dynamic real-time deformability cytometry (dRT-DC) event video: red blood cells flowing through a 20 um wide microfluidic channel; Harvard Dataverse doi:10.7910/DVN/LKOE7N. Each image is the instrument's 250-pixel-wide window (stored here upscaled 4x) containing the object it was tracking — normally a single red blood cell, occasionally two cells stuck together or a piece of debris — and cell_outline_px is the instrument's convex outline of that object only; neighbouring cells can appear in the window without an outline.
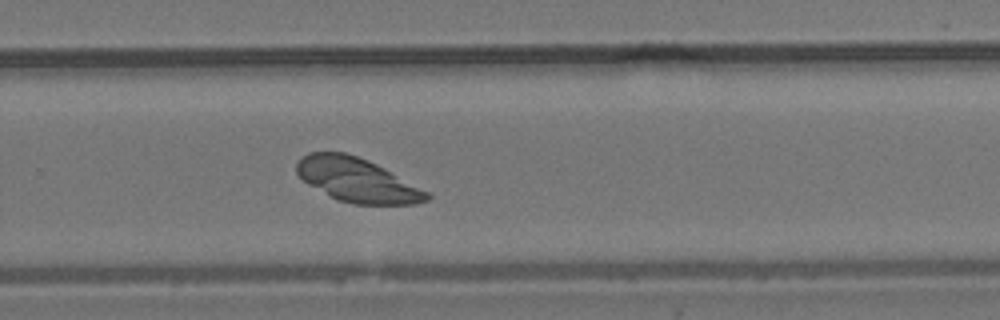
{"species": "common noctule bat (a hibernating species)", "species_latin": "Nyctalus noctula", "temperature_condition": "room temperature", "stored_images_in_passage": 46, "camera_frame_rate_fps": 3000, "um_per_image_px": 0.085, "animal": {"sex": "male", "body_mass_g": 19.2, "forearm_length_mm": 51.8}, "frame": {"image": 1, "passage_image": 27, "time_ms": 8.667, "image_size_px": [1000, 320], "cell_outline_px": [[432, 196], [428, 200], [416, 204], [352, 204], [340, 200], [308, 184], [296, 172], [296, 164], [308, 152], [344, 152], [368, 160], [384, 168], [428, 192]], "centroid_in_image_um": [30.37, 15.3], "position_along_channel_um": 299.4, "area_um2": 32.83}}